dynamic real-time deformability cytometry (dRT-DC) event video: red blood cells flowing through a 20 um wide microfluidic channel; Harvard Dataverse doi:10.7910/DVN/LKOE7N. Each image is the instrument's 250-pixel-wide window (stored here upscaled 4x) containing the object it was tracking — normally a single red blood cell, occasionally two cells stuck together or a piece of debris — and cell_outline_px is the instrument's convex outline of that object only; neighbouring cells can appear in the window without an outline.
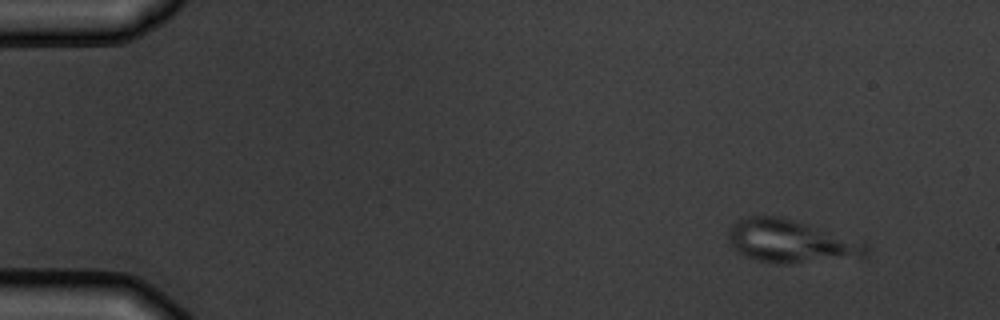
{"species": "common noctule bat (a hibernating species)", "species_latin": "Nyctalus noctula", "temperature_condition": "warm", "stored_images_in_passage": 4, "camera_frame_rate_fps": 3000, "um_per_image_px": 0.085, "animal": {"sex": "male", "body_mass_g": 19.5, "forearm_length_mm": 54.6}, "frame": {"image": 1, "passage_image": 1, "time_ms": 0.0, "image_size_px": [1000, 320], "cell_outline_px": [[868, 252], [860, 260], [784, 264], [780, 264], [756, 260], [736, 252], [732, 248], [728, 240], [728, 228], [732, 224], [748, 216], [780, 216], [864, 240], [868, 248]], "centroid_in_image_um": [67.32, 20.54], "position_along_channel_um": 17.7, "area_um2": 35.66}}